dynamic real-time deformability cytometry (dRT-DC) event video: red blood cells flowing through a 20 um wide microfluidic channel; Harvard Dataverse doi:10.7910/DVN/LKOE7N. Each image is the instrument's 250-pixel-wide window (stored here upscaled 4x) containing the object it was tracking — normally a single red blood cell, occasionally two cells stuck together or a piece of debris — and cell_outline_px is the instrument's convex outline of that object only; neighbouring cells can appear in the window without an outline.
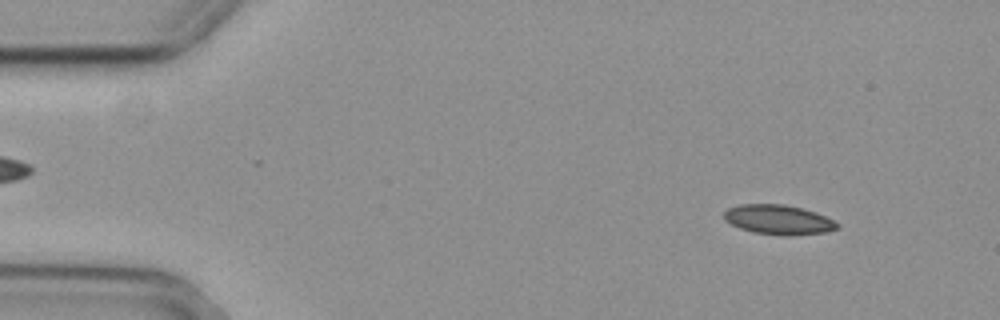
{"species": "common noctule bat (a hibernating species)", "species_latin": "Nyctalus noctula", "temperature_condition": "cold", "stored_images_in_passage": 55, "camera_frame_rate_fps": 3000, "um_per_image_px": 0.085, "animal": {"sex": "female", "body_mass_g": 29.2, "forearm_length_mm": 56.3}, "frame": {"image": 1, "passage_image": 6, "time_ms": 1.667, "image_size_px": [1000, 320], "cell_outline_px": [[840, 228], [824, 232], [792, 236], [788, 236], [752, 232], [740, 228], [724, 220], [724, 212], [728, 208], [740, 204], [784, 204], [816, 212], [840, 224]], "centroid_in_image_um": [66.17, 18.68], "position_along_channel_um": 18.8, "area_um2": 19.54}}
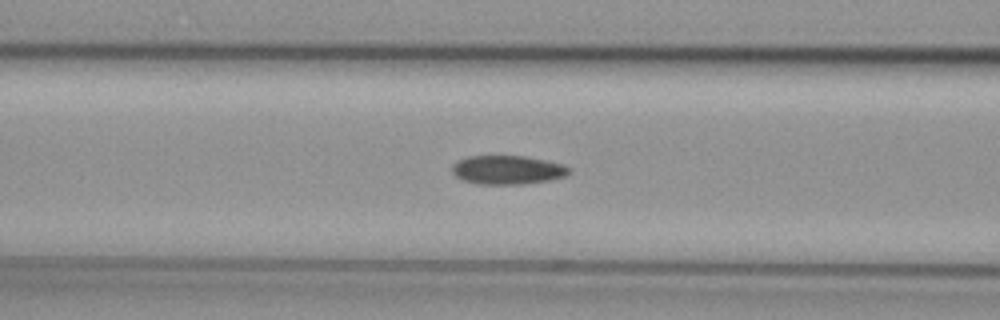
{"frame": {"image": 2, "passage_image": 22, "time_ms": 7.0, "image_size_px": [1000, 320], "cell_outline_px": [[572, 172], [568, 176], [548, 180], [524, 184], [476, 184], [460, 180], [452, 172], [452, 164], [468, 156], [524, 156], [564, 164], [572, 168]], "centroid_in_image_um": [43.17, 14.45], "position_along_channel_um": 123.4, "area_um2": 19.88}}
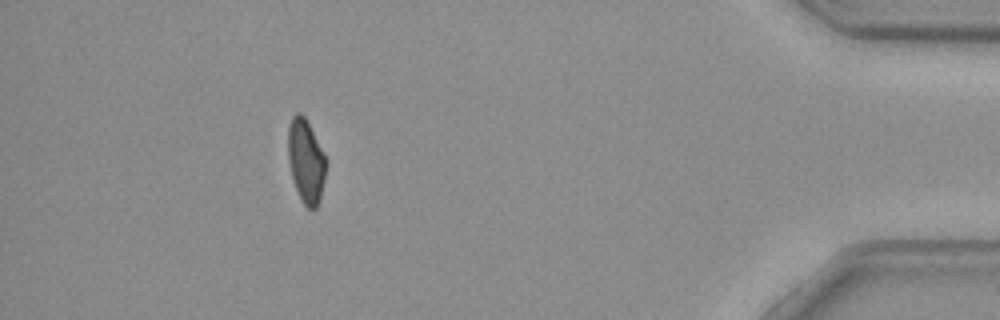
{"frame": {"image": 3, "passage_image": 50, "time_ms": 16.333, "image_size_px": [1000, 320], "cell_outline_px": [[328, 160], [320, 200], [316, 208], [308, 208], [300, 200], [292, 176], [288, 160], [288, 124], [292, 116], [296, 112], [300, 112], [304, 116]], "centroid_in_image_um": [26.01, 13.68], "position_along_channel_um": 409.2, "area_um2": 18.61}, "authors_computed_cell_mechanics": {"area_um2": 19.7098, "velocity_mm_per_s": 3.7039, "shape_relaxation_time_tau1_ms": null, "shape_relaxation_time_tau2_ms": 9.9221, "deformation_change_tau1": null, "deformation_change_tau2": 0.1327}}